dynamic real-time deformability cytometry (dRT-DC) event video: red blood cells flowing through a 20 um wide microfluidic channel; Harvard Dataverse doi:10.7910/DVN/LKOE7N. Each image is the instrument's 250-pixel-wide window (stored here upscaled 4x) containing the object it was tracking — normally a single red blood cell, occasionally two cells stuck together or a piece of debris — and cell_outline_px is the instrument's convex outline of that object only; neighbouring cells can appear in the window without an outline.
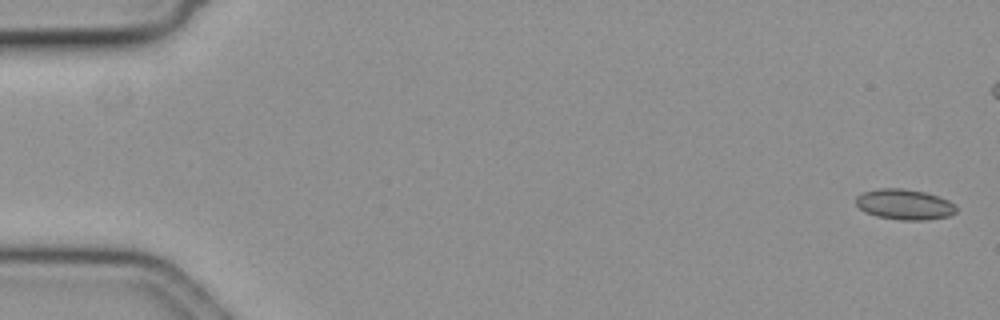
{"species": "common noctule bat (a hibernating species)", "species_latin": "Nyctalus noctula", "temperature_condition": "cold", "stored_images_in_passage": 19, "camera_frame_rate_fps": 3000, "um_per_image_px": 0.085, "animal": {"sex": "female", "body_mass_g": 19.3, "forearm_length_mm": 54.1}, "frame": {"image": 1, "passage_image": 1, "time_ms": 0.0, "image_size_px": [1000, 320], "cell_outline_px": [[956, 212], [948, 216], [924, 220], [900, 220], [876, 216], [864, 212], [856, 204], [856, 196], [864, 192], [880, 188], [904, 188], [924, 192], [948, 200], [956, 208]], "centroid_in_image_um": [76.84, 17.38], "position_along_channel_um": 8.2, "area_um2": 17.69}}